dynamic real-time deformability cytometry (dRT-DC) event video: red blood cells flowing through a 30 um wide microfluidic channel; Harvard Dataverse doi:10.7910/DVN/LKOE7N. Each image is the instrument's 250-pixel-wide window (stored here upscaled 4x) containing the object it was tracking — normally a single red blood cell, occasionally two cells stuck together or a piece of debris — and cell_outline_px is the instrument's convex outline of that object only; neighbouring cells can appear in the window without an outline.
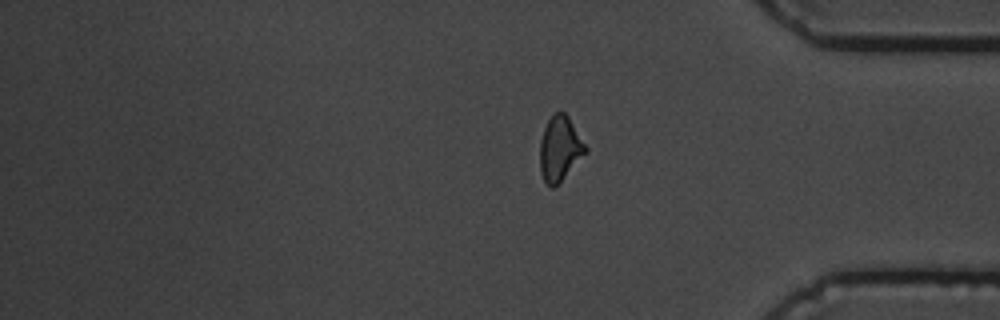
{"species": "common noctule bat (a hibernating species)", "species_latin": "Nyctalus noctula", "temperature_condition": "cold", "stored_images_in_passage": 13, "segment_of_instrument_passage": [2, 2], "camera_frame_rate_fps": 3000, "um_per_image_px": 0.085, "animal": {"sex": "male", "body_mass_g": 19.5, "forearm_length_mm": 54.6}, "frame": {"image": 1, "passage_image": 13, "time_ms": 13.667, "image_size_px": [1000, 320], "cell_outline_px": [[588, 152], [552, 188], [544, 180], [540, 172], [540, 140], [544, 128], [548, 120], [556, 112], [564, 112], [568, 116], [588, 148]], "centroid_in_image_um": [47.59, 12.61], "position_along_channel_um": 387.6, "area_um2": 16.94}}